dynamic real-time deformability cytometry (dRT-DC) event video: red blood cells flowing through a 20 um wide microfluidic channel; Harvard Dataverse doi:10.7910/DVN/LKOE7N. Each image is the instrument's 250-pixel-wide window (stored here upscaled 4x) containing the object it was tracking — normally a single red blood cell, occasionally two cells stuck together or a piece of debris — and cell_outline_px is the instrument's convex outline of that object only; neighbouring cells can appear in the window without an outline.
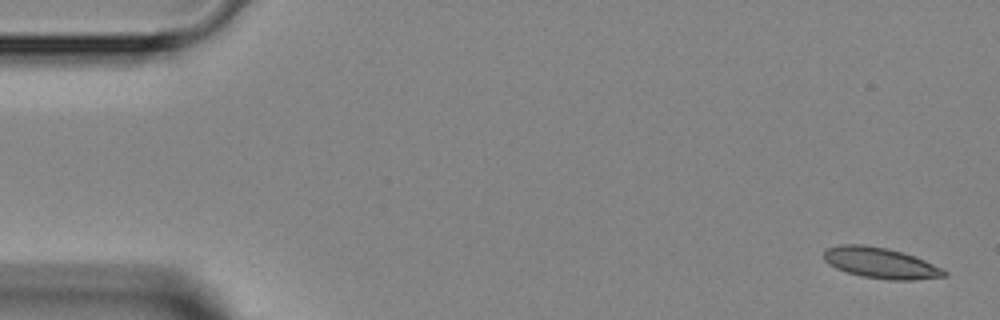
{"species": "Egyptian fruit bat (a non-hibernating species)", "species_latin": "Rousettus aegyptiacus", "temperature_condition": "room temperature", "stored_images_in_passage": 5, "camera_frame_rate_fps": 3000, "um_per_image_px": 0.085, "animal": {"sex": "female"}, "frame": {"image": 1, "passage_image": 1, "time_ms": 0.0, "image_size_px": [1000, 320], "cell_outline_px": [[948, 276], [912, 280], [892, 280], [860, 276], [836, 268], [828, 264], [824, 260], [824, 252], [828, 248], [840, 244], [864, 244], [888, 248], [904, 252], [924, 260], [948, 272]], "centroid_in_image_um": [74.84, 22.34], "position_along_channel_um": 10.2, "area_um2": 21.62}}
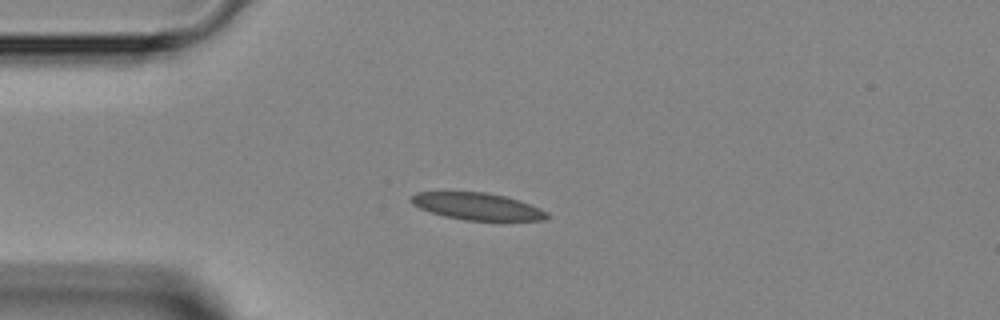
{"frame": {"image": 2, "passage_image": 4, "time_ms": 3.333, "image_size_px": [1000, 320], "cell_outline_px": [[552, 216], [544, 220], [464, 220], [444, 216], [420, 208], [412, 204], [408, 200], [416, 192], [484, 192], [504, 196], [540, 208], [548, 212]], "centroid_in_image_um": [40.56, 17.54], "position_along_channel_um": 44.4, "area_um2": 21.21}}